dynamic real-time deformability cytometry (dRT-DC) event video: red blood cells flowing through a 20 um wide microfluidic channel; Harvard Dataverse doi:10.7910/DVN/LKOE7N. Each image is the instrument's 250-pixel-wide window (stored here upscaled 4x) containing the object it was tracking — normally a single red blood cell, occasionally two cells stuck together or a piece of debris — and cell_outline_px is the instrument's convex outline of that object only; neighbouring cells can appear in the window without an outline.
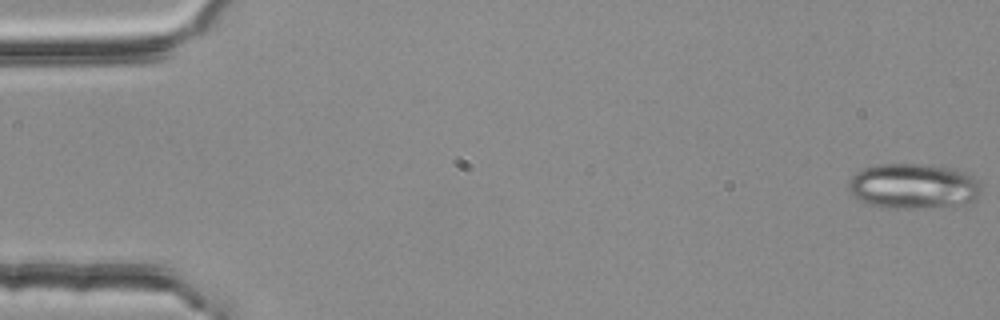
{"species": "common noctule bat (a hibernating species)", "species_latin": "Nyctalus noctula", "temperature_condition": "room temperature", "stored_images_in_passage": 5, "camera_frame_rate_fps": 3000, "um_per_image_px": 0.085, "animal": {"sex": "female", "body_mass_g": 25.1}, "frame": {"image": 1, "passage_image": 1, "time_ms": 0.0, "image_size_px": [1000, 320], "cell_outline_px": [[980, 196], [968, 204], [912, 208], [892, 208], [868, 204], [852, 196], [848, 192], [848, 180], [856, 172], [864, 168], [880, 164], [924, 164], [956, 168], [972, 176], [980, 184]], "centroid_in_image_um": [77.62, 15.82], "position_along_channel_um": 7.4, "area_um2": 35.2}}